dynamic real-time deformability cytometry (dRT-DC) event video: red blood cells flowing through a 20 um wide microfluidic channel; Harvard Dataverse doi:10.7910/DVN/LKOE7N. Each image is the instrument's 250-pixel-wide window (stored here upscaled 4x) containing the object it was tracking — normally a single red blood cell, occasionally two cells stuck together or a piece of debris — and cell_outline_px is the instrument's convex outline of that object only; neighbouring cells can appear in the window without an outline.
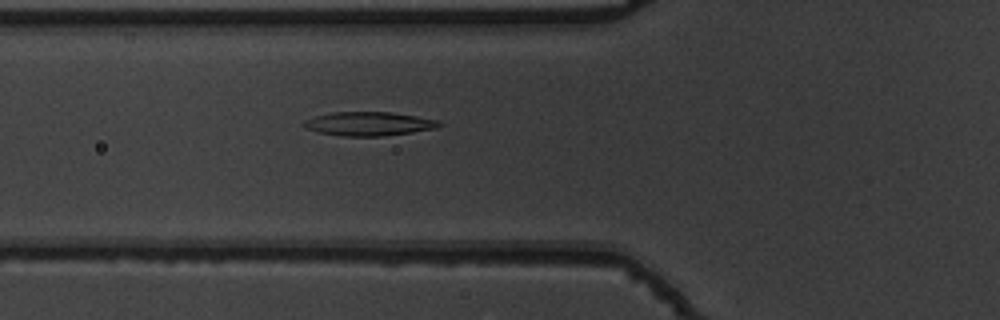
{"species": "common noctule bat (a hibernating species)", "species_latin": "Nyctalus noctula", "temperature_condition": "warm", "stored_images_in_passage": 54, "camera_frame_rate_fps": 3000, "um_per_image_px": 0.085, "animal": {"sex": "male", "body_mass_g": 19.5, "forearm_length_mm": 54.6}, "frame": {"image": 1, "passage_image": 20, "time_ms": 6.333, "image_size_px": [1000, 320], "cell_outline_px": [[444, 124], [436, 128], [412, 132], [384, 136], [344, 136], [316, 132], [300, 124], [304, 120], [316, 116], [332, 112], [392, 112], [440, 120]], "centroid_in_image_um": [31.37, 10.52], "position_along_channel_um": 94.4, "area_um2": 18.9}}
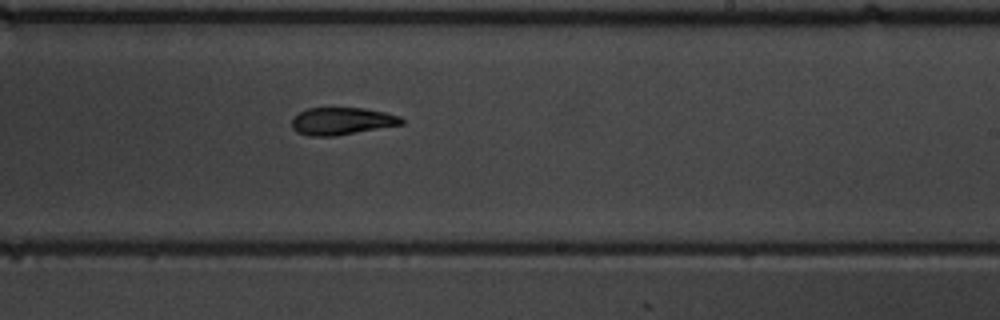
{"frame": {"image": 2, "passage_image": 33, "time_ms": 10.667, "image_size_px": [1000, 320], "cell_outline_px": [[404, 124], [336, 136], [308, 136], [296, 132], [292, 128], [292, 116], [308, 108], [364, 108], [384, 112], [400, 116], [404, 120]], "centroid_in_image_um": [29.04, 10.3], "position_along_channel_um": 260.0, "area_um2": 17.63}}
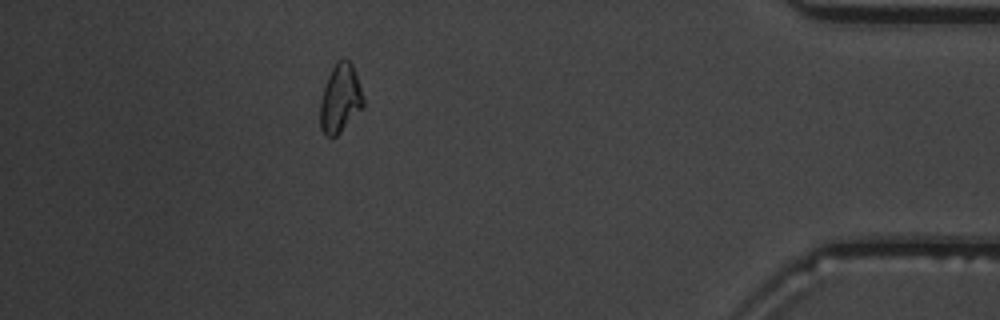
{"frame": {"image": 3, "passage_image": 48, "time_ms": 15.667, "image_size_px": [1000, 320], "cell_outline_px": [[364, 104], [340, 132], [336, 136], [324, 136], [320, 128], [320, 100], [328, 76], [336, 60], [348, 60], [352, 64], [356, 72], [364, 100]], "centroid_in_image_um": [28.9, 8.37], "position_along_channel_um": 406.3, "area_um2": 16.99}}